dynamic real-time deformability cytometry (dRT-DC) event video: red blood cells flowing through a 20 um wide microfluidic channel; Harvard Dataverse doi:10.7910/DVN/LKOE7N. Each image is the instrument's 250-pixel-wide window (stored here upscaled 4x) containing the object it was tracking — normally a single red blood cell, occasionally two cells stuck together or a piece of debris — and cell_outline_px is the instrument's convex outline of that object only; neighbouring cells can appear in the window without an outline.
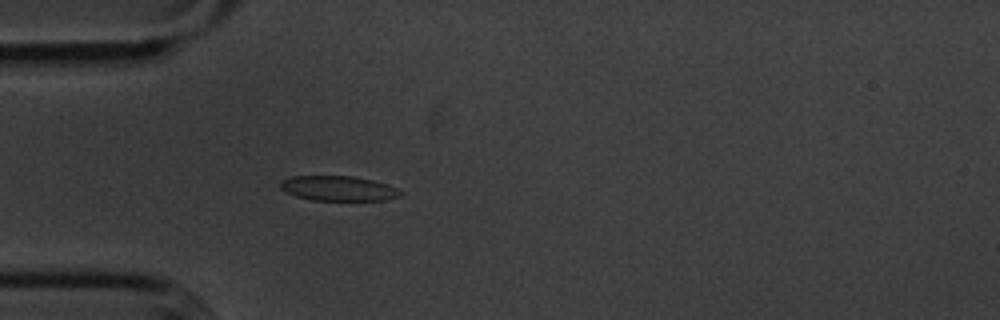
{"species": "common noctule bat (a hibernating species)", "species_latin": "Nyctalus noctula", "temperature_condition": "cold", "stored_images_in_passage": 44, "camera_frame_rate_fps": 3000, "um_per_image_px": 0.085, "animal": {"sex": "male", "body_mass_g": 20.1, "forearm_length_mm": 53.5}, "frame": {"image": 1, "passage_image": 4, "time_ms": 1.0, "image_size_px": [1000, 320], "cell_outline_px": [[404, 192], [400, 196], [384, 200], [312, 200], [296, 196], [280, 188], [280, 180], [292, 176], [352, 176], [372, 180], [388, 184]], "centroid_in_image_um": [28.77, 16.01], "position_along_channel_um": 56.2, "area_um2": 17.4}}
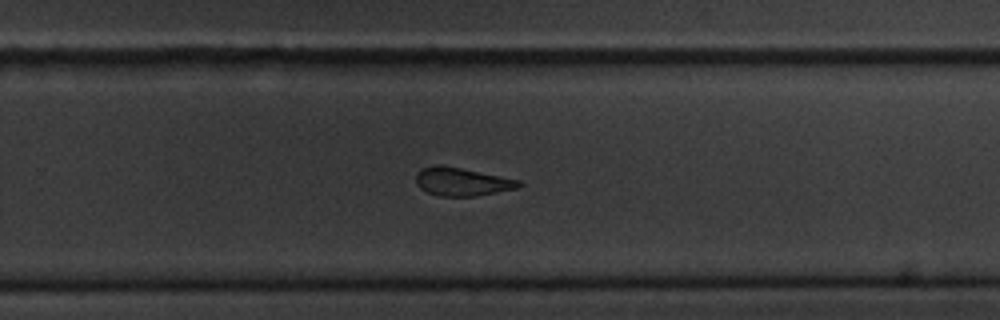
{"frame": {"image": 2, "passage_image": 24, "time_ms": 7.667, "image_size_px": [1000, 320], "cell_outline_px": [[524, 184], [516, 188], [476, 196], [440, 196], [428, 192], [420, 188], [416, 184], [416, 172], [420, 168], [436, 164], [460, 168], [520, 180]], "centroid_in_image_um": [39.23, 15.44], "position_along_channel_um": 290.6, "area_um2": 16.82}}
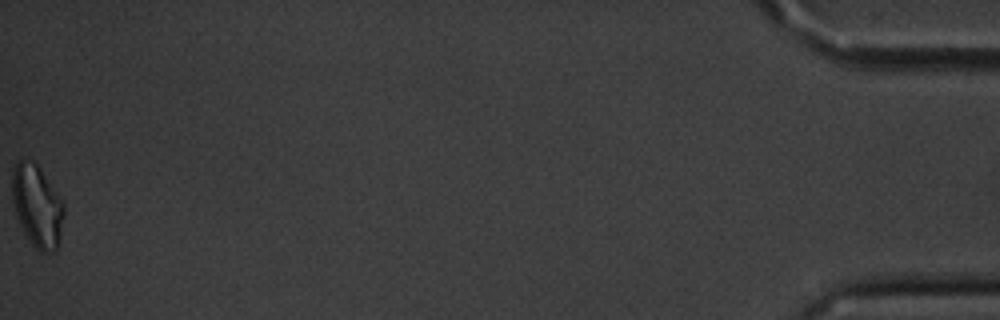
{"frame": {"image": 3, "passage_image": 44, "time_ms": 14.333, "image_size_px": [1000, 320], "cell_outline_px": [[64, 216], [60, 244], [52, 252], [40, 252], [32, 244], [24, 232], [16, 216], [12, 200], [12, 172], [16, 164], [20, 160], [36, 160], [64, 204]], "centroid_in_image_um": [3.17, 17.5], "position_along_channel_um": 432.0, "area_um2": 25.03}, "authors_computed_cell_mechanics": {"area_um2": 18.496, "velocity_mm_per_s": 3.5855, "shape_relaxation_time_tau1_ms": 4.6611, "shape_relaxation_time_tau2_ms": 1.9899, "deformation_change_tau1": 0.0908, "deformation_change_tau2": 0.0838}}